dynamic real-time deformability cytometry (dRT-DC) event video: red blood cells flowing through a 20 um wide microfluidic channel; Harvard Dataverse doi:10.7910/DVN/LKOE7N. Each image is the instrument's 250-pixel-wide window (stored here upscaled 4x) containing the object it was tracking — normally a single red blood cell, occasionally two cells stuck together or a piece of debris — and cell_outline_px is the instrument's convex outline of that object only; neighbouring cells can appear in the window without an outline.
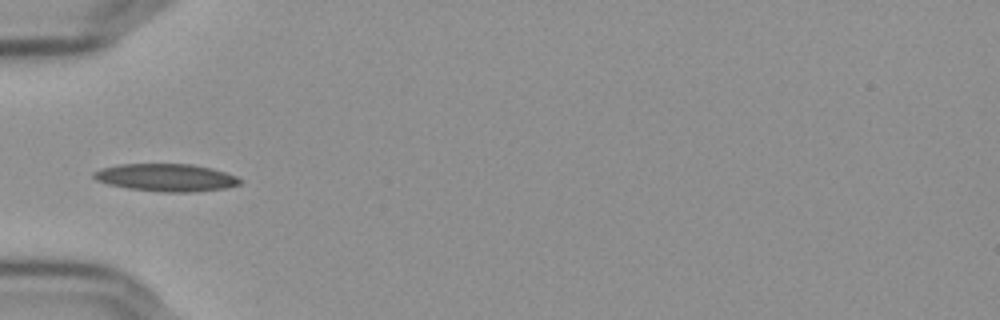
{"species": "Egyptian fruit bat (a non-hibernating species)", "species_latin": "Rousettus aegyptiacus", "temperature_condition": "cold", "stored_images_in_passage": 38, "camera_frame_rate_fps": 3000, "um_per_image_px": 0.085, "frame": {"image": 1, "passage_image": 1, "time_ms": 0.0, "image_size_px": [1000, 320], "cell_outline_px": [[240, 184], [224, 188], [192, 192], [160, 192], [128, 188], [108, 184], [96, 180], [92, 176], [92, 172], [100, 168], [120, 164], [192, 164], [212, 168], [236, 176], [240, 180]], "centroid_in_image_um": [14.07, 15.09], "position_along_channel_um": 70.9, "area_um2": 23.47}}
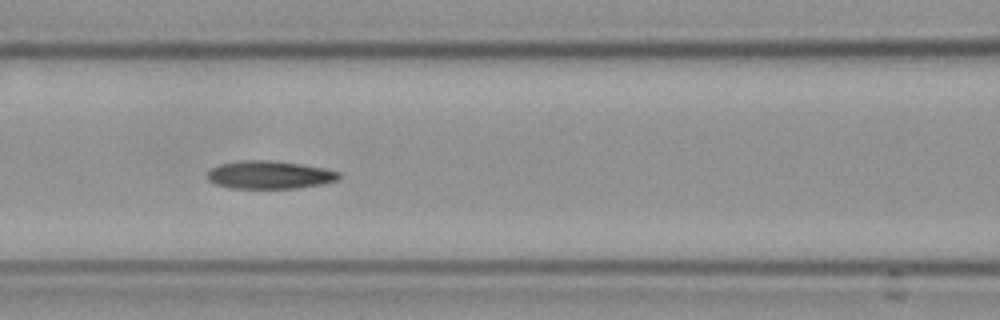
{"frame": {"image": 2, "passage_image": 7, "time_ms": 2.0, "image_size_px": [1000, 320], "cell_outline_px": [[340, 176], [336, 180], [320, 184], [296, 188], [228, 188], [216, 184], [208, 180], [208, 172], [212, 168], [220, 164], [240, 160], [272, 160], [300, 164], [324, 168], [340, 172]], "centroid_in_image_um": [22.89, 14.85], "position_along_channel_um": 143.7, "area_um2": 21.33}}
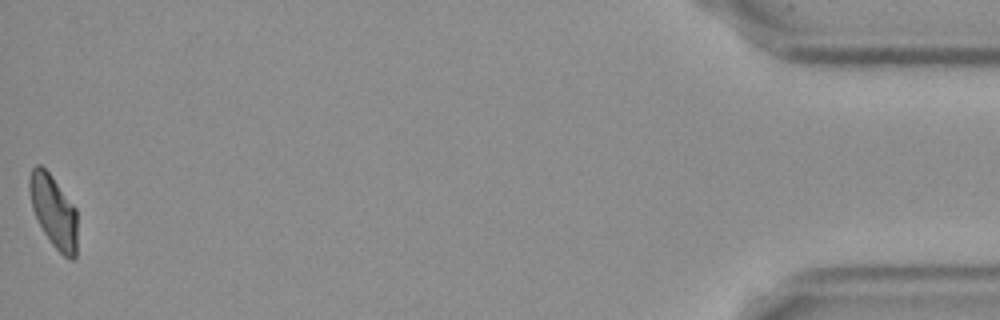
{"frame": {"image": 3, "passage_image": 38, "time_ms": 12.333, "image_size_px": [1000, 320], "cell_outline_px": [[76, 260], [68, 260], [52, 244], [44, 232], [32, 208], [28, 188], [28, 180], [32, 168], [36, 164], [40, 164], [48, 172], [76, 208]], "centroid_in_image_um": [4.55, 17.97], "position_along_channel_um": 430.7, "area_um2": 20.0}, "authors_computed_cell_mechanics": {"area_um2": 21.2993, "velocity_mm_per_s": 3.628, "shape_relaxation_time_tau1_ms": 8.1206, "shape_relaxation_time_tau2_ms": 3.0488, "deformation_change_tau1": 0.1802, "deformation_change_tau2": 0.0804}}